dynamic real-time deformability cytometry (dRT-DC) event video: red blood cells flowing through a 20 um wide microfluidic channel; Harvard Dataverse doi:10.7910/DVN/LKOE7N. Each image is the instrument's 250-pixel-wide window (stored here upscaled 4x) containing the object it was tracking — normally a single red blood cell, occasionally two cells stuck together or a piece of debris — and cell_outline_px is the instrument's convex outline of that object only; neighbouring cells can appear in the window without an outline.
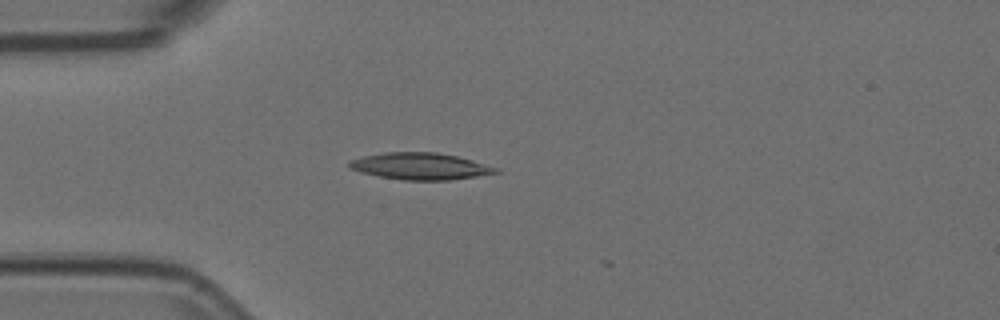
{"species": "Egyptian fruit bat (a non-hibernating species)", "species_latin": "Rousettus aegyptiacus", "temperature_condition": "room temperature", "stored_images_in_passage": 2, "camera_frame_rate_fps": 3000, "um_per_image_px": 0.085, "animal": {"sex": "female"}, "frame": {"image": 1, "passage_image": 1, "time_ms": 0.0, "image_size_px": [1000, 320], "cell_outline_px": [[500, 172], [448, 180], [404, 180], [380, 176], [360, 172], [348, 168], [348, 160], [364, 156], [384, 152], [436, 152], [456, 156], [472, 160], [500, 168]], "centroid_in_image_um": [35.69, 14.12], "position_along_channel_um": 49.3, "area_um2": 22.77}}